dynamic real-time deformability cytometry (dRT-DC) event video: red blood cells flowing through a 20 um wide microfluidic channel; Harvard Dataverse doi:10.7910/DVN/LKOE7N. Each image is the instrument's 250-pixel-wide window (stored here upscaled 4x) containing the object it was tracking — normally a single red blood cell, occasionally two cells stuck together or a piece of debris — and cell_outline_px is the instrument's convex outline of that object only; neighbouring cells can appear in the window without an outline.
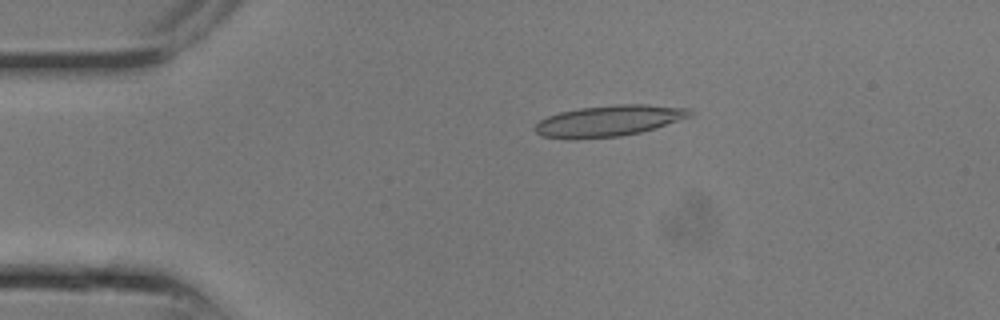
{"species": "common noctule bat (a hibernating species)", "species_latin": "Nyctalus noctula", "temperature_condition": "room temperature", "stored_images_in_passage": 24, "camera_frame_rate_fps": 3000, "um_per_image_px": 0.085, "animal": {"sex": "male", "body_mass_g": 13.3}, "frame": {"image": 1, "passage_image": 5, "time_ms": 1.333, "image_size_px": [1000, 320], "cell_outline_px": [[692, 116], [656, 128], [640, 132], [620, 136], [576, 140], [564, 140], [540, 136], [532, 128], [540, 120], [548, 116], [560, 112], [580, 108], [616, 104], [648, 104], [692, 108]], "centroid_in_image_um": [51.73, 10.28], "position_along_channel_um": 33.3, "area_um2": 28.61}}
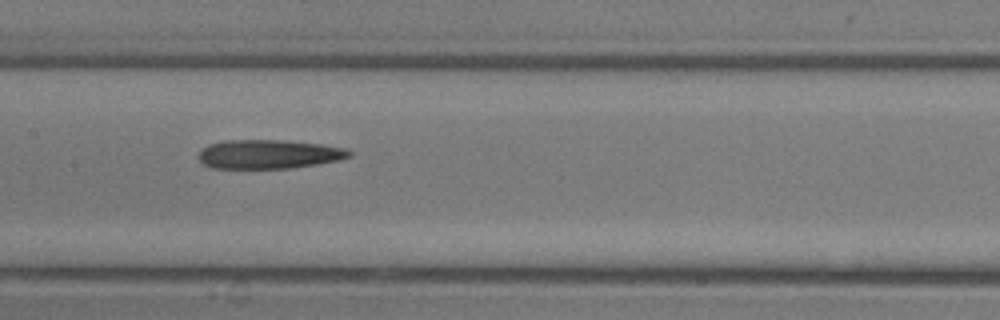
{"frame": {"image": 2, "passage_image": 12, "time_ms": 3.667, "image_size_px": [1000, 320], "cell_outline_px": [[352, 156], [340, 160], [292, 168], [212, 168], [204, 164], [196, 156], [208, 144], [224, 140], [288, 140], [320, 144], [348, 148], [352, 152]], "centroid_in_image_um": [22.87, 13.1], "position_along_channel_um": 184.5, "area_um2": 25.66}}
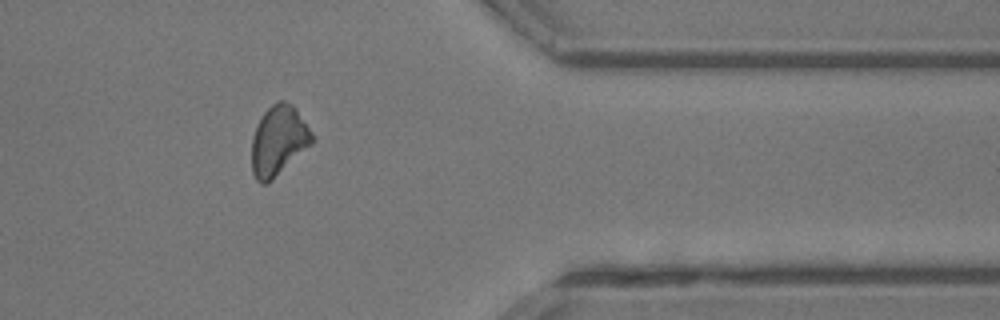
{"frame": {"image": 3, "passage_image": 20, "time_ms": 6.333, "image_size_px": [1000, 320], "cell_outline_px": [[316, 140], [312, 144], [268, 184], [260, 184], [256, 180], [252, 172], [252, 136], [264, 112], [276, 100], [284, 100], [292, 104], [296, 108], [312, 132]], "centroid_in_image_um": [23.69, 11.96], "position_along_channel_um": 387.7, "area_um2": 24.74}}